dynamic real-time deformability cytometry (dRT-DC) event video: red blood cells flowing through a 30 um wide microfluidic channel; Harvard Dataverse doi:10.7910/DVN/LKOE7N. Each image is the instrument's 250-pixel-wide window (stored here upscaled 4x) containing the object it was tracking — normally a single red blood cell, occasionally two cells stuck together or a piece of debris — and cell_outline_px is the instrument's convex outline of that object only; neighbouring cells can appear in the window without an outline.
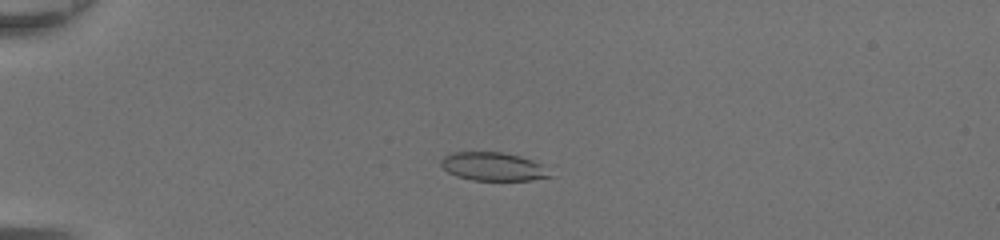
{"species": "common noctule bat (a hibernating species)", "species_latin": "Nyctalus noctula", "temperature_condition": "room temperature", "stored_images_in_passage": 50, "camera_frame_rate_fps": 3000, "um_per_image_px": 0.085, "animal": {"sex": "female", "body_mass_g": 20.0, "forearm_length_mm": 54.0}, "frame": {"image": 1, "passage_image": 15, "time_ms": 4.667, "image_size_px": [1000, 240], "cell_outline_px": [[552, 176], [532, 180], [472, 180], [456, 176], [448, 172], [440, 164], [440, 160], [444, 156], [452, 152], [500, 152], [520, 156], [532, 160], [540, 164]], "centroid_in_image_um": [41.86, 14.15], "position_along_channel_um": 43.1, "area_um2": 17.86}}
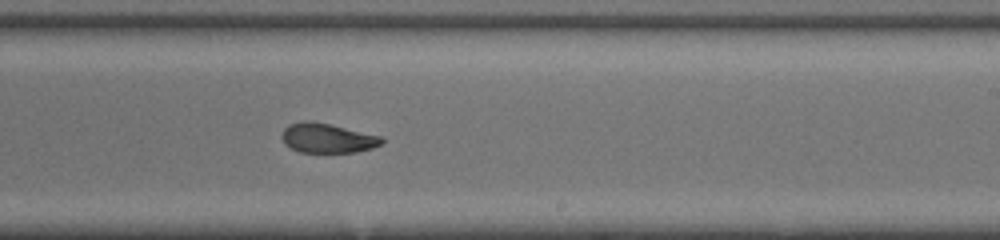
{"frame": {"image": 2, "passage_image": 33, "time_ms": 10.667, "image_size_px": [1000, 240], "cell_outline_px": [[384, 144], [372, 148], [356, 152], [300, 152], [284, 144], [280, 136], [284, 128], [288, 124], [304, 120], [312, 120], [384, 136]], "centroid_in_image_um": [27.85, 11.72], "position_along_channel_um": 261.2, "area_um2": 17.57}}
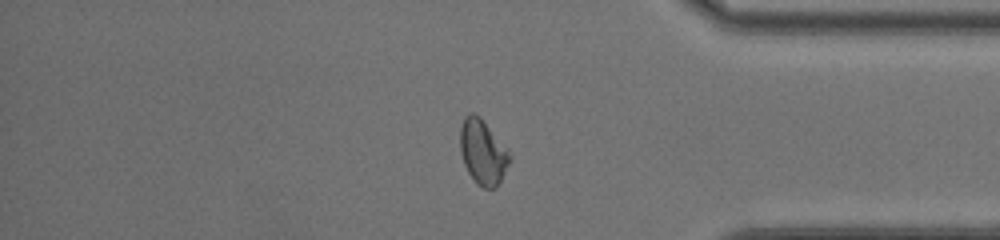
{"frame": {"image": 3, "passage_image": 43, "time_ms": 14.0, "image_size_px": [1000, 240], "cell_outline_px": [[512, 156], [496, 188], [484, 188], [476, 184], [468, 172], [464, 164], [460, 152], [460, 128], [464, 116], [468, 112], [472, 112], [480, 116], [508, 148]], "centroid_in_image_um": [41.03, 12.89], "position_along_channel_um": 394.2, "area_um2": 18.9}, "authors_computed_cell_mechanics": {"area_um2": 18.4382, "velocity_mm_per_s": 4.4126, "shape_relaxation_time_tau1_ms": null, "shape_relaxation_time_tau2_ms": 1.3604, "deformation_change_tau1": null, "deformation_change_tau2": 0.0681}}